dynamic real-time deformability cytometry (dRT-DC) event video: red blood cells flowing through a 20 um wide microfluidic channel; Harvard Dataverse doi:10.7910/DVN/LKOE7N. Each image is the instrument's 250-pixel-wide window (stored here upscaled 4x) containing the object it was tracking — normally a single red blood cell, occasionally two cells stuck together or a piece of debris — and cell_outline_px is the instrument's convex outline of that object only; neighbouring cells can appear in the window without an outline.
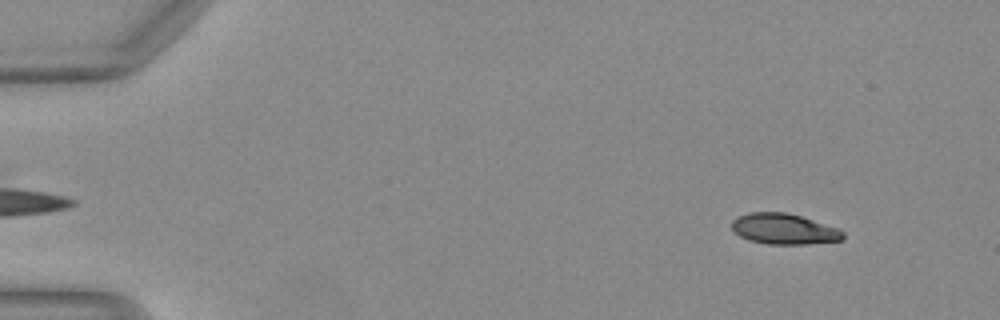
{"species": "Egyptian fruit bat (a non-hibernating species)", "species_latin": "Rousettus aegyptiacus", "temperature_condition": "warm", "stored_images_in_passage": 39, "camera_frame_rate_fps": 3000, "um_per_image_px": 0.085, "animal": {"sex": "female"}, "frame": {"image": 1, "passage_image": 5, "time_ms": 1.333, "image_size_px": [1000, 320], "cell_outline_px": [[844, 240], [808, 244], [768, 244], [748, 240], [740, 236], [732, 228], [732, 220], [740, 216], [752, 212], [784, 212], [800, 216], [836, 228], [844, 232]], "centroid_in_image_um": [66.64, 19.47], "position_along_channel_um": 18.4, "area_um2": 19.65}}
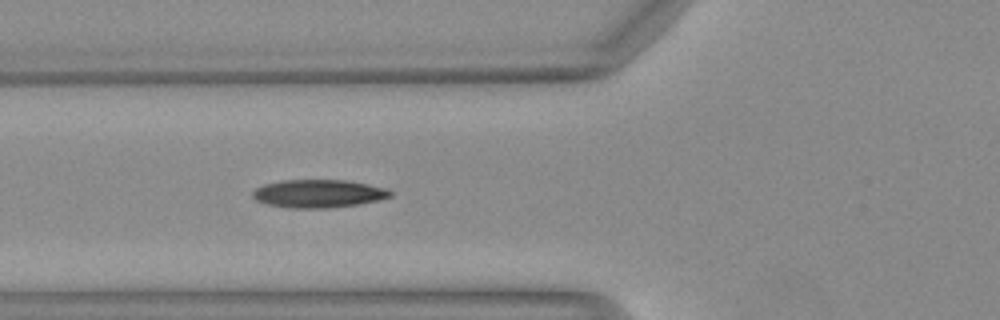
{"frame": {"image": 2, "passage_image": 19, "time_ms": 6.0, "image_size_px": [1000, 320], "cell_outline_px": [[392, 196], [376, 200], [356, 204], [328, 208], [288, 208], [268, 204], [256, 200], [252, 196], [252, 192], [256, 188], [264, 184], [284, 180], [348, 180], [388, 188], [392, 192]], "centroid_in_image_um": [27.06, 16.45], "position_along_channel_um": 98.7, "area_um2": 22.43}}
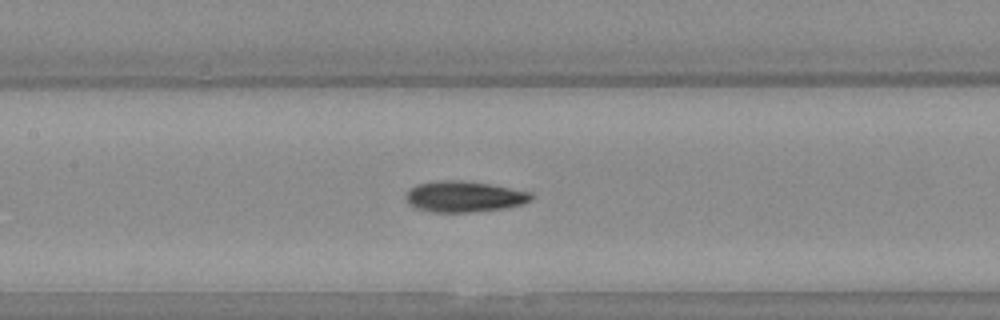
{"frame": {"image": 3, "passage_image": 24, "time_ms": 7.667, "image_size_px": [1000, 320], "cell_outline_px": [[532, 200], [508, 208], [472, 212], [432, 212], [416, 208], [408, 204], [404, 200], [404, 196], [408, 188], [416, 184], [440, 180], [460, 180], [492, 184], [532, 192]], "centroid_in_image_um": [39.41, 16.7], "position_along_channel_um": 168.0, "area_um2": 23.0}}